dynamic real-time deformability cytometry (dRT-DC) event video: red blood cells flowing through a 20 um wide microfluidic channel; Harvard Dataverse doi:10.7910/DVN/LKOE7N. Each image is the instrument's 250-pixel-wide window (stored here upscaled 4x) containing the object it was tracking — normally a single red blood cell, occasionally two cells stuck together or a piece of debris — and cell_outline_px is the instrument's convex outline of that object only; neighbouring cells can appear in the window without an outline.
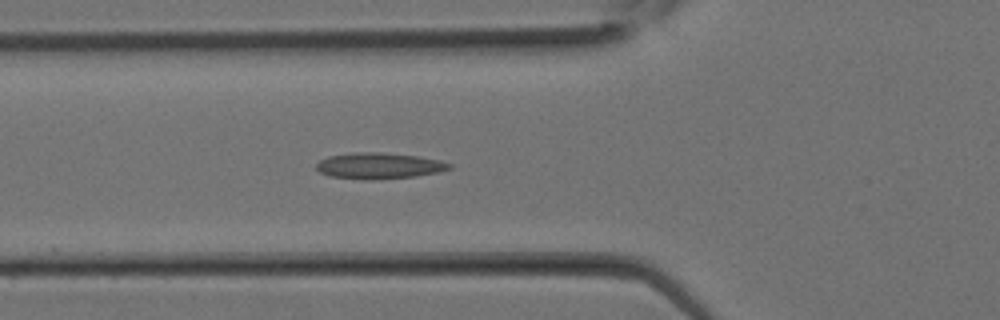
{"species": "Egyptian fruit bat (a non-hibernating species)", "species_latin": "Rousettus aegyptiacus", "temperature_condition": "room temperature", "stored_images_in_passage": 28, "camera_frame_rate_fps": 3000, "um_per_image_px": 0.085, "animal": {"sex": "female"}, "frame": {"image": 1, "passage_image": 10, "time_ms": 3.0, "image_size_px": [1000, 320], "cell_outline_px": [[452, 168], [440, 172], [416, 176], [376, 180], [364, 180], [328, 176], [320, 172], [316, 168], [316, 164], [320, 160], [328, 156], [356, 152], [380, 152], [416, 156], [440, 160], [452, 164]], "centroid_in_image_um": [32.22, 14.1], "position_along_channel_um": 93.6, "area_um2": 20.4}}
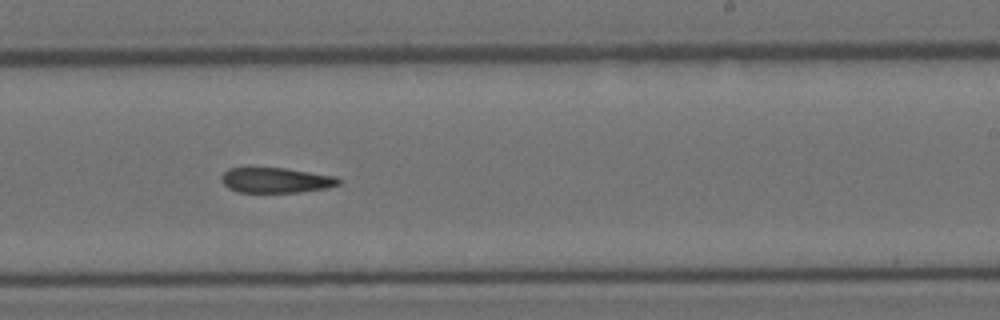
{"frame": {"image": 2, "passage_image": 17, "time_ms": 5.333, "image_size_px": [1000, 320], "cell_outline_px": [[344, 180], [340, 184], [328, 188], [300, 192], [240, 192], [228, 188], [220, 180], [220, 176], [228, 168], [284, 168], [336, 176]], "centroid_in_image_um": [23.49, 15.32], "position_along_channel_um": 265.5, "area_um2": 17.34}}
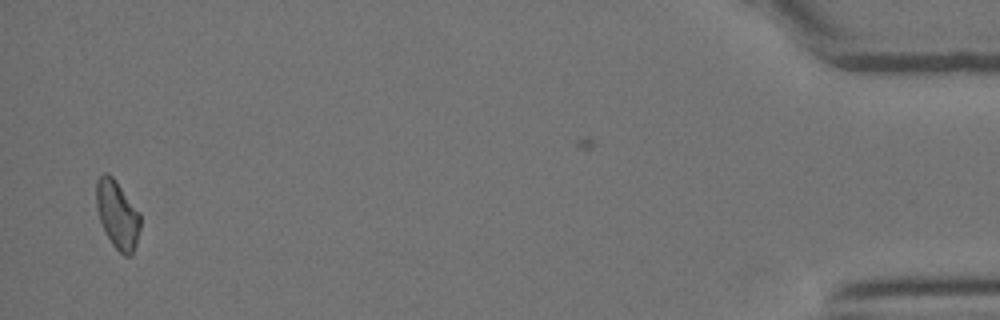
{"frame": {"image": 3, "passage_image": 27, "time_ms": 8.667, "image_size_px": [1000, 320], "cell_outline_px": [[140, 228], [136, 244], [132, 256], [124, 256], [112, 244], [100, 220], [96, 208], [96, 180], [104, 172], [108, 172], [116, 180], [140, 212]], "centroid_in_image_um": [9.98, 18.22], "position_along_channel_um": 425.2, "area_um2": 17.51}}